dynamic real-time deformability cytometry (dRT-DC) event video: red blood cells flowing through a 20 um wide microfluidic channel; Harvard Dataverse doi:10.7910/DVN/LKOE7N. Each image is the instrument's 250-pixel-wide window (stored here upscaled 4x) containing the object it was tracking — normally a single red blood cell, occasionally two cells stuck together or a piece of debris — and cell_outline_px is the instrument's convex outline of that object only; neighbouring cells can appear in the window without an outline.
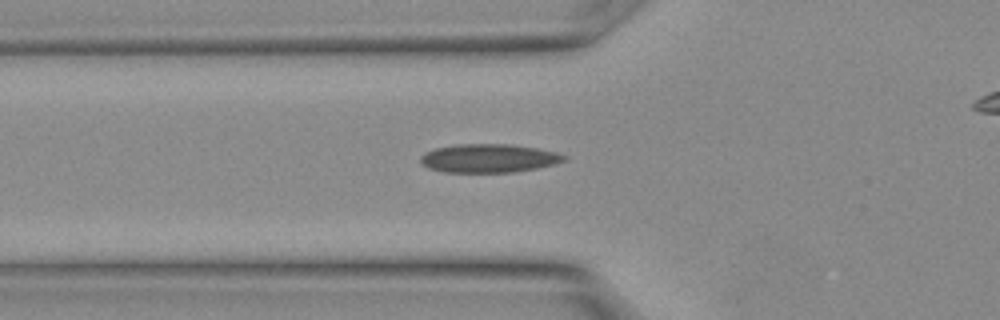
{"species": "Egyptian fruit bat (a non-hibernating species)", "species_latin": "Rousettus aegyptiacus", "temperature_condition": "warm", "stored_images_in_passage": 16, "camera_frame_rate_fps": 3000, "um_per_image_px": 0.085, "animal": {"sex": "female"}, "frame": {"image": 1, "passage_image": 10, "time_ms": 3.0, "image_size_px": [1000, 320], "cell_outline_px": [[568, 160], [556, 164], [536, 168], [512, 172], [444, 172], [428, 168], [420, 164], [420, 156], [424, 152], [436, 148], [460, 144], [508, 144], [536, 148], [556, 152], [568, 156]], "centroid_in_image_um": [41.55, 13.45], "position_along_channel_um": 84.3, "area_um2": 23.99}}
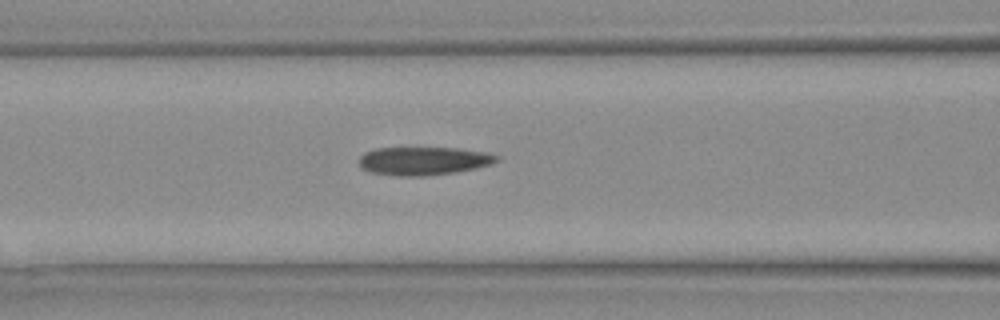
{"frame": {"image": 2, "passage_image": 12, "time_ms": 3.667, "image_size_px": [1000, 320], "cell_outline_px": [[500, 160], [492, 164], [476, 168], [456, 172], [420, 176], [400, 176], [372, 172], [364, 168], [360, 164], [360, 156], [364, 152], [376, 148], [456, 148], [488, 152], [500, 156]], "centroid_in_image_um": [36.07, 13.67], "position_along_channel_um": 130.5, "area_um2": 22.6}}